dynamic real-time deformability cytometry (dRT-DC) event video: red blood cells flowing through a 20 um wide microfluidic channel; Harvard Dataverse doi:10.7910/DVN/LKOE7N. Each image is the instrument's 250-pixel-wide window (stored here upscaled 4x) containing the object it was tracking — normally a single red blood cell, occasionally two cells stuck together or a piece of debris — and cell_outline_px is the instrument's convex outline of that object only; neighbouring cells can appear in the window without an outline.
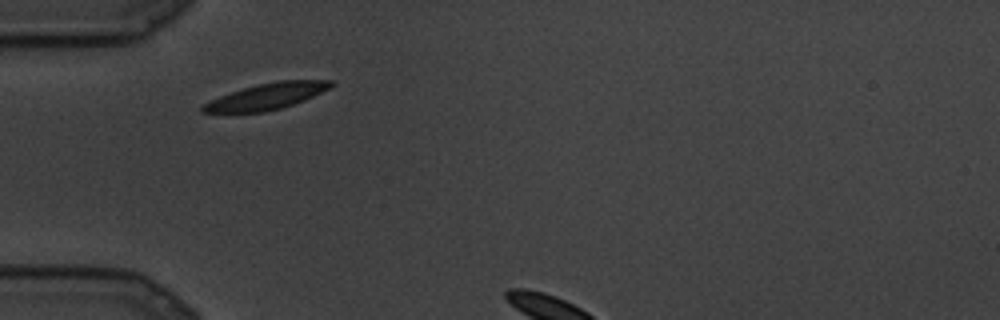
{"species": "common noctule bat (a hibernating species)", "species_latin": "Nyctalus noctula", "temperature_condition": "cold", "stored_images_in_passage": 6, "camera_frame_rate_fps": 3000, "um_per_image_px": 0.085, "animal": {"sex": "male", "body_mass_g": 19.5, "forearm_length_mm": 54.6}, "frame": {"image": 1, "passage_image": 1, "time_ms": 0.0, "image_size_px": [1000, 320], "cell_outline_px": [[336, 84], [304, 100], [280, 108], [264, 112], [200, 112], [200, 108], [204, 104], [220, 96], [244, 88], [276, 80], [332, 80]], "centroid_in_image_um": [22.68, 8.18], "position_along_channel_um": 62.3, "area_um2": 19.07}}